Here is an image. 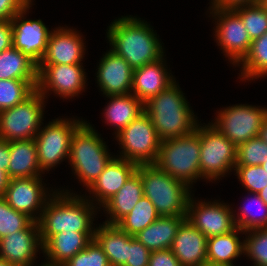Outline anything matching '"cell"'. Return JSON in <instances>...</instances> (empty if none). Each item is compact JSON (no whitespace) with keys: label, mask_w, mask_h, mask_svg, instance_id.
Returning <instances> with one entry per match:
<instances>
[{"label":"cell","mask_w":267,"mask_h":266,"mask_svg":"<svg viewBox=\"0 0 267 266\" xmlns=\"http://www.w3.org/2000/svg\"><path fill=\"white\" fill-rule=\"evenodd\" d=\"M68 191L59 192L58 189L53 191L52 197L42 210L37 221L42 245L51 236L64 231L95 232L96 230L92 225L95 212L100 207L87 199L86 194L83 197Z\"/></svg>","instance_id":"1"},{"label":"cell","mask_w":267,"mask_h":266,"mask_svg":"<svg viewBox=\"0 0 267 266\" xmlns=\"http://www.w3.org/2000/svg\"><path fill=\"white\" fill-rule=\"evenodd\" d=\"M150 24L131 15L115 19L108 27L111 50L133 69L164 57L162 44Z\"/></svg>","instance_id":"2"},{"label":"cell","mask_w":267,"mask_h":266,"mask_svg":"<svg viewBox=\"0 0 267 266\" xmlns=\"http://www.w3.org/2000/svg\"><path fill=\"white\" fill-rule=\"evenodd\" d=\"M180 89L175 81L144 103V112L151 118L161 140L188 135L199 124Z\"/></svg>","instance_id":"3"},{"label":"cell","mask_w":267,"mask_h":266,"mask_svg":"<svg viewBox=\"0 0 267 266\" xmlns=\"http://www.w3.org/2000/svg\"><path fill=\"white\" fill-rule=\"evenodd\" d=\"M143 194L160 216H186L191 187L173 178L155 164L138 165Z\"/></svg>","instance_id":"4"},{"label":"cell","mask_w":267,"mask_h":266,"mask_svg":"<svg viewBox=\"0 0 267 266\" xmlns=\"http://www.w3.org/2000/svg\"><path fill=\"white\" fill-rule=\"evenodd\" d=\"M99 135L90 123L84 121L71 138L68 162L74 175L87 189L113 158Z\"/></svg>","instance_id":"5"},{"label":"cell","mask_w":267,"mask_h":266,"mask_svg":"<svg viewBox=\"0 0 267 266\" xmlns=\"http://www.w3.org/2000/svg\"><path fill=\"white\" fill-rule=\"evenodd\" d=\"M200 124L188 135L161 141L154 164L167 174L188 184L201 178L200 171Z\"/></svg>","instance_id":"6"},{"label":"cell","mask_w":267,"mask_h":266,"mask_svg":"<svg viewBox=\"0 0 267 266\" xmlns=\"http://www.w3.org/2000/svg\"><path fill=\"white\" fill-rule=\"evenodd\" d=\"M36 89L23 102L0 111V139H34L41 128L45 101Z\"/></svg>","instance_id":"7"},{"label":"cell","mask_w":267,"mask_h":266,"mask_svg":"<svg viewBox=\"0 0 267 266\" xmlns=\"http://www.w3.org/2000/svg\"><path fill=\"white\" fill-rule=\"evenodd\" d=\"M201 179L219 180L235 169L237 147L213 124L200 126Z\"/></svg>","instance_id":"8"},{"label":"cell","mask_w":267,"mask_h":266,"mask_svg":"<svg viewBox=\"0 0 267 266\" xmlns=\"http://www.w3.org/2000/svg\"><path fill=\"white\" fill-rule=\"evenodd\" d=\"M116 140L122 149L119 158L137 165L154 164L162 141L145 112L117 133Z\"/></svg>","instance_id":"9"},{"label":"cell","mask_w":267,"mask_h":266,"mask_svg":"<svg viewBox=\"0 0 267 266\" xmlns=\"http://www.w3.org/2000/svg\"><path fill=\"white\" fill-rule=\"evenodd\" d=\"M83 122L74 118H57L39 129L34 140L42 173L54 169L64 159H69L71 138Z\"/></svg>","instance_id":"10"},{"label":"cell","mask_w":267,"mask_h":266,"mask_svg":"<svg viewBox=\"0 0 267 266\" xmlns=\"http://www.w3.org/2000/svg\"><path fill=\"white\" fill-rule=\"evenodd\" d=\"M213 124L236 147L251 138L258 137L267 108L239 104L217 112Z\"/></svg>","instance_id":"11"},{"label":"cell","mask_w":267,"mask_h":266,"mask_svg":"<svg viewBox=\"0 0 267 266\" xmlns=\"http://www.w3.org/2000/svg\"><path fill=\"white\" fill-rule=\"evenodd\" d=\"M209 9L213 18L217 19L214 29L217 45L234 66L239 65L249 53L252 43L240 15L234 9Z\"/></svg>","instance_id":"12"},{"label":"cell","mask_w":267,"mask_h":266,"mask_svg":"<svg viewBox=\"0 0 267 266\" xmlns=\"http://www.w3.org/2000/svg\"><path fill=\"white\" fill-rule=\"evenodd\" d=\"M83 68L82 64L37 65L36 89L44 98L49 91L65 99L78 96L87 81Z\"/></svg>","instance_id":"13"},{"label":"cell","mask_w":267,"mask_h":266,"mask_svg":"<svg viewBox=\"0 0 267 266\" xmlns=\"http://www.w3.org/2000/svg\"><path fill=\"white\" fill-rule=\"evenodd\" d=\"M42 180V176L10 179L3 198L14 210L37 222L47 201L53 195L44 188Z\"/></svg>","instance_id":"14"},{"label":"cell","mask_w":267,"mask_h":266,"mask_svg":"<svg viewBox=\"0 0 267 266\" xmlns=\"http://www.w3.org/2000/svg\"><path fill=\"white\" fill-rule=\"evenodd\" d=\"M196 201L190 197L186 219L207 238L229 233L236 228L233 218L235 211L229 204L217 200L197 203Z\"/></svg>","instance_id":"15"},{"label":"cell","mask_w":267,"mask_h":266,"mask_svg":"<svg viewBox=\"0 0 267 266\" xmlns=\"http://www.w3.org/2000/svg\"><path fill=\"white\" fill-rule=\"evenodd\" d=\"M32 2L12 19L13 47L20 50L37 65L41 61L51 35V31L39 20H25V15L30 9Z\"/></svg>","instance_id":"16"},{"label":"cell","mask_w":267,"mask_h":266,"mask_svg":"<svg viewBox=\"0 0 267 266\" xmlns=\"http://www.w3.org/2000/svg\"><path fill=\"white\" fill-rule=\"evenodd\" d=\"M39 248L43 245L38 222L32 221L25 229L0 239V258L14 266H33Z\"/></svg>","instance_id":"17"},{"label":"cell","mask_w":267,"mask_h":266,"mask_svg":"<svg viewBox=\"0 0 267 266\" xmlns=\"http://www.w3.org/2000/svg\"><path fill=\"white\" fill-rule=\"evenodd\" d=\"M79 33L68 27L53 30L38 65L83 64L86 46Z\"/></svg>","instance_id":"18"},{"label":"cell","mask_w":267,"mask_h":266,"mask_svg":"<svg viewBox=\"0 0 267 266\" xmlns=\"http://www.w3.org/2000/svg\"><path fill=\"white\" fill-rule=\"evenodd\" d=\"M97 67V83L105 96L131 93L134 69L123 57L110 49Z\"/></svg>","instance_id":"19"},{"label":"cell","mask_w":267,"mask_h":266,"mask_svg":"<svg viewBox=\"0 0 267 266\" xmlns=\"http://www.w3.org/2000/svg\"><path fill=\"white\" fill-rule=\"evenodd\" d=\"M138 165L116 156L109 161L104 171L88 188L89 194L94 196L92 203L103 206L125 184L129 177L137 170ZM94 199V200H93Z\"/></svg>","instance_id":"20"},{"label":"cell","mask_w":267,"mask_h":266,"mask_svg":"<svg viewBox=\"0 0 267 266\" xmlns=\"http://www.w3.org/2000/svg\"><path fill=\"white\" fill-rule=\"evenodd\" d=\"M170 249L182 266H207V237L187 219L179 226Z\"/></svg>","instance_id":"21"},{"label":"cell","mask_w":267,"mask_h":266,"mask_svg":"<svg viewBox=\"0 0 267 266\" xmlns=\"http://www.w3.org/2000/svg\"><path fill=\"white\" fill-rule=\"evenodd\" d=\"M165 59L143 65L133 71V84L131 93L143 104L150 98L157 96L167 89L176 80L166 69Z\"/></svg>","instance_id":"22"},{"label":"cell","mask_w":267,"mask_h":266,"mask_svg":"<svg viewBox=\"0 0 267 266\" xmlns=\"http://www.w3.org/2000/svg\"><path fill=\"white\" fill-rule=\"evenodd\" d=\"M95 232H62L51 236L42 251L48 264L63 266L94 239Z\"/></svg>","instance_id":"23"},{"label":"cell","mask_w":267,"mask_h":266,"mask_svg":"<svg viewBox=\"0 0 267 266\" xmlns=\"http://www.w3.org/2000/svg\"><path fill=\"white\" fill-rule=\"evenodd\" d=\"M141 175L136 170L119 191L111 197L102 207L110 217L103 223L116 225L123 217L128 215L134 205L143 196Z\"/></svg>","instance_id":"24"},{"label":"cell","mask_w":267,"mask_h":266,"mask_svg":"<svg viewBox=\"0 0 267 266\" xmlns=\"http://www.w3.org/2000/svg\"><path fill=\"white\" fill-rule=\"evenodd\" d=\"M9 149L10 163L7 173L10 179L41 176L34 139L10 141Z\"/></svg>","instance_id":"25"},{"label":"cell","mask_w":267,"mask_h":266,"mask_svg":"<svg viewBox=\"0 0 267 266\" xmlns=\"http://www.w3.org/2000/svg\"><path fill=\"white\" fill-rule=\"evenodd\" d=\"M186 216H160L134 237L148 250L170 249L174 237Z\"/></svg>","instance_id":"26"},{"label":"cell","mask_w":267,"mask_h":266,"mask_svg":"<svg viewBox=\"0 0 267 266\" xmlns=\"http://www.w3.org/2000/svg\"><path fill=\"white\" fill-rule=\"evenodd\" d=\"M241 229L207 238V266H234L233 260L244 254V241L239 240Z\"/></svg>","instance_id":"27"},{"label":"cell","mask_w":267,"mask_h":266,"mask_svg":"<svg viewBox=\"0 0 267 266\" xmlns=\"http://www.w3.org/2000/svg\"><path fill=\"white\" fill-rule=\"evenodd\" d=\"M94 240L107 256L110 266H123L127 262L130 235L117 225L99 224L95 230Z\"/></svg>","instance_id":"28"},{"label":"cell","mask_w":267,"mask_h":266,"mask_svg":"<svg viewBox=\"0 0 267 266\" xmlns=\"http://www.w3.org/2000/svg\"><path fill=\"white\" fill-rule=\"evenodd\" d=\"M110 99L103 113L107 124L119 133L123 128L144 112V104L132 93L106 96Z\"/></svg>","instance_id":"29"},{"label":"cell","mask_w":267,"mask_h":266,"mask_svg":"<svg viewBox=\"0 0 267 266\" xmlns=\"http://www.w3.org/2000/svg\"><path fill=\"white\" fill-rule=\"evenodd\" d=\"M38 80L37 64L13 46L0 52V80Z\"/></svg>","instance_id":"30"},{"label":"cell","mask_w":267,"mask_h":266,"mask_svg":"<svg viewBox=\"0 0 267 266\" xmlns=\"http://www.w3.org/2000/svg\"><path fill=\"white\" fill-rule=\"evenodd\" d=\"M238 66L242 69V81L267 76V32L252 40L249 53Z\"/></svg>","instance_id":"31"},{"label":"cell","mask_w":267,"mask_h":266,"mask_svg":"<svg viewBox=\"0 0 267 266\" xmlns=\"http://www.w3.org/2000/svg\"><path fill=\"white\" fill-rule=\"evenodd\" d=\"M159 217L160 215L156 212L153 203L143 195L130 213L116 225L130 236H135Z\"/></svg>","instance_id":"32"},{"label":"cell","mask_w":267,"mask_h":266,"mask_svg":"<svg viewBox=\"0 0 267 266\" xmlns=\"http://www.w3.org/2000/svg\"><path fill=\"white\" fill-rule=\"evenodd\" d=\"M37 82L38 80H0V111L23 102L36 90Z\"/></svg>","instance_id":"33"},{"label":"cell","mask_w":267,"mask_h":266,"mask_svg":"<svg viewBox=\"0 0 267 266\" xmlns=\"http://www.w3.org/2000/svg\"><path fill=\"white\" fill-rule=\"evenodd\" d=\"M234 10L240 15L251 40L267 32V7L262 2Z\"/></svg>","instance_id":"34"},{"label":"cell","mask_w":267,"mask_h":266,"mask_svg":"<svg viewBox=\"0 0 267 266\" xmlns=\"http://www.w3.org/2000/svg\"><path fill=\"white\" fill-rule=\"evenodd\" d=\"M252 195L253 198L251 199L250 202L251 205L249 204L244 205L241 208L242 210L241 213L240 214L238 213L237 216L233 214L236 227H238L244 232L253 229L267 227V205L264 203V201L260 198V196L257 193H252L250 196L252 197ZM253 203L257 204L256 206H258V208L262 209L261 211H263V213H261V215L259 214L258 217L257 214L259 212V209L257 208L258 212L255 213L254 215L252 211V208L254 207V205L252 206Z\"/></svg>","instance_id":"35"},{"label":"cell","mask_w":267,"mask_h":266,"mask_svg":"<svg viewBox=\"0 0 267 266\" xmlns=\"http://www.w3.org/2000/svg\"><path fill=\"white\" fill-rule=\"evenodd\" d=\"M249 234L244 241V255L250 258L253 266H267V227L243 232Z\"/></svg>","instance_id":"36"},{"label":"cell","mask_w":267,"mask_h":266,"mask_svg":"<svg viewBox=\"0 0 267 266\" xmlns=\"http://www.w3.org/2000/svg\"><path fill=\"white\" fill-rule=\"evenodd\" d=\"M267 160V143L259 136L237 146L235 166H257Z\"/></svg>","instance_id":"37"},{"label":"cell","mask_w":267,"mask_h":266,"mask_svg":"<svg viewBox=\"0 0 267 266\" xmlns=\"http://www.w3.org/2000/svg\"><path fill=\"white\" fill-rule=\"evenodd\" d=\"M32 221L30 217L14 210L3 197H0V239L25 229Z\"/></svg>","instance_id":"38"},{"label":"cell","mask_w":267,"mask_h":266,"mask_svg":"<svg viewBox=\"0 0 267 266\" xmlns=\"http://www.w3.org/2000/svg\"><path fill=\"white\" fill-rule=\"evenodd\" d=\"M234 171L237 174L242 186L251 193L260 192L267 186V172L261 165L257 166H235Z\"/></svg>","instance_id":"39"},{"label":"cell","mask_w":267,"mask_h":266,"mask_svg":"<svg viewBox=\"0 0 267 266\" xmlns=\"http://www.w3.org/2000/svg\"><path fill=\"white\" fill-rule=\"evenodd\" d=\"M63 266H110L102 248L93 239L85 249L77 253Z\"/></svg>","instance_id":"40"},{"label":"cell","mask_w":267,"mask_h":266,"mask_svg":"<svg viewBox=\"0 0 267 266\" xmlns=\"http://www.w3.org/2000/svg\"><path fill=\"white\" fill-rule=\"evenodd\" d=\"M150 254V250L136 240L134 236H130L127 262L123 266H148Z\"/></svg>","instance_id":"41"},{"label":"cell","mask_w":267,"mask_h":266,"mask_svg":"<svg viewBox=\"0 0 267 266\" xmlns=\"http://www.w3.org/2000/svg\"><path fill=\"white\" fill-rule=\"evenodd\" d=\"M31 2L32 0H0V21L11 20Z\"/></svg>","instance_id":"42"},{"label":"cell","mask_w":267,"mask_h":266,"mask_svg":"<svg viewBox=\"0 0 267 266\" xmlns=\"http://www.w3.org/2000/svg\"><path fill=\"white\" fill-rule=\"evenodd\" d=\"M148 266H182L171 249L151 251Z\"/></svg>","instance_id":"43"},{"label":"cell","mask_w":267,"mask_h":266,"mask_svg":"<svg viewBox=\"0 0 267 266\" xmlns=\"http://www.w3.org/2000/svg\"><path fill=\"white\" fill-rule=\"evenodd\" d=\"M12 37L13 28L11 20L0 21V52L13 46Z\"/></svg>","instance_id":"44"},{"label":"cell","mask_w":267,"mask_h":266,"mask_svg":"<svg viewBox=\"0 0 267 266\" xmlns=\"http://www.w3.org/2000/svg\"><path fill=\"white\" fill-rule=\"evenodd\" d=\"M261 0H211L210 8L236 9L238 7L260 3Z\"/></svg>","instance_id":"45"},{"label":"cell","mask_w":267,"mask_h":266,"mask_svg":"<svg viewBox=\"0 0 267 266\" xmlns=\"http://www.w3.org/2000/svg\"><path fill=\"white\" fill-rule=\"evenodd\" d=\"M10 163L9 142L0 139V169L7 172Z\"/></svg>","instance_id":"46"},{"label":"cell","mask_w":267,"mask_h":266,"mask_svg":"<svg viewBox=\"0 0 267 266\" xmlns=\"http://www.w3.org/2000/svg\"><path fill=\"white\" fill-rule=\"evenodd\" d=\"M10 177L8 173L0 169V197H3L7 186L9 185Z\"/></svg>","instance_id":"47"},{"label":"cell","mask_w":267,"mask_h":266,"mask_svg":"<svg viewBox=\"0 0 267 266\" xmlns=\"http://www.w3.org/2000/svg\"><path fill=\"white\" fill-rule=\"evenodd\" d=\"M258 136L262 141L267 143V116L262 122V126L260 128V132Z\"/></svg>","instance_id":"48"},{"label":"cell","mask_w":267,"mask_h":266,"mask_svg":"<svg viewBox=\"0 0 267 266\" xmlns=\"http://www.w3.org/2000/svg\"><path fill=\"white\" fill-rule=\"evenodd\" d=\"M260 198L264 201L267 205V186H265L260 192L257 193Z\"/></svg>","instance_id":"49"},{"label":"cell","mask_w":267,"mask_h":266,"mask_svg":"<svg viewBox=\"0 0 267 266\" xmlns=\"http://www.w3.org/2000/svg\"><path fill=\"white\" fill-rule=\"evenodd\" d=\"M0 266H14V265L0 258Z\"/></svg>","instance_id":"50"},{"label":"cell","mask_w":267,"mask_h":266,"mask_svg":"<svg viewBox=\"0 0 267 266\" xmlns=\"http://www.w3.org/2000/svg\"><path fill=\"white\" fill-rule=\"evenodd\" d=\"M261 166L263 167L264 170L267 172V160L266 162L262 163Z\"/></svg>","instance_id":"51"},{"label":"cell","mask_w":267,"mask_h":266,"mask_svg":"<svg viewBox=\"0 0 267 266\" xmlns=\"http://www.w3.org/2000/svg\"><path fill=\"white\" fill-rule=\"evenodd\" d=\"M41 266H60V265H51V264H48V263H43Z\"/></svg>","instance_id":"52"},{"label":"cell","mask_w":267,"mask_h":266,"mask_svg":"<svg viewBox=\"0 0 267 266\" xmlns=\"http://www.w3.org/2000/svg\"><path fill=\"white\" fill-rule=\"evenodd\" d=\"M261 2L267 7V0H261Z\"/></svg>","instance_id":"53"}]
</instances>
